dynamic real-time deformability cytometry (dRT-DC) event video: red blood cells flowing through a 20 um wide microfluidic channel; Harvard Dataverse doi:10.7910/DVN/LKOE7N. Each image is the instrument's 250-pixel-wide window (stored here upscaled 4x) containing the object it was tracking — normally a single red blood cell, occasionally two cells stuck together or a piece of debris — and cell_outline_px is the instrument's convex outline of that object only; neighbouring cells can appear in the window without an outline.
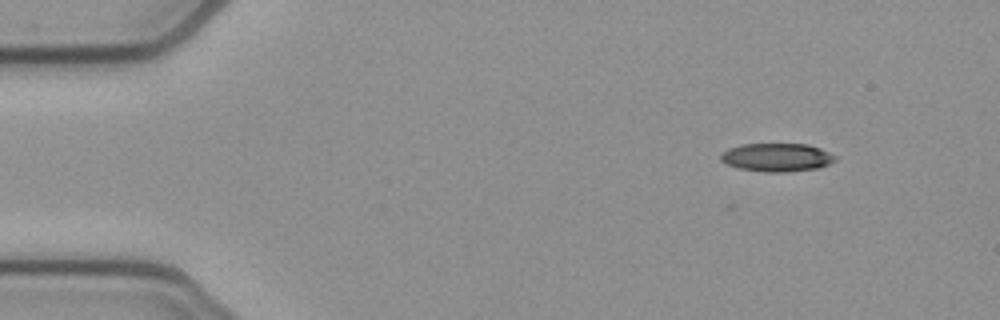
{"species": "common noctule bat (a hibernating species)", "species_latin": "Nyctalus noctula", "temperature_condition": "cold", "stored_images_in_passage": 51, "camera_frame_rate_fps": 3000, "um_per_image_px": 0.085, "animal": {"sex": "female", "body_mass_g": 21.9}, "frame": {"image": 1, "passage_image": 5, "time_ms": 1.333, "image_size_px": [1000, 320], "cell_outline_px": [[836, 160], [820, 168], [788, 172], [764, 172], [740, 168], [728, 164], [720, 160], [720, 152], [728, 148], [740, 144], [808, 144], [820, 148], [836, 156]], "centroid_in_image_um": [66.02, 13.37], "position_along_channel_um": 19.0, "area_um2": 19.02}}
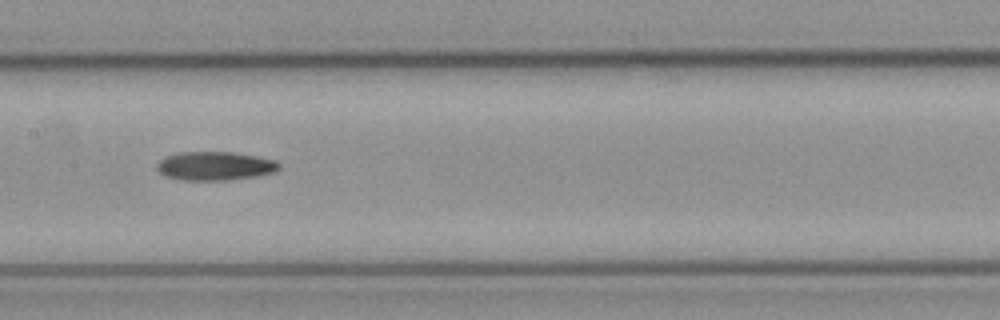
{"frame": {"image": 2, "passage_image": 25, "time_ms": 8.0, "image_size_px": [1000, 320], "cell_outline_px": [[280, 168], [276, 172], [256, 176], [228, 180], [184, 180], [168, 176], [160, 172], [156, 168], [156, 164], [160, 160], [168, 156], [180, 152], [236, 152], [276, 160], [280, 164]], "centroid_in_image_um": [18.32, 14.1], "position_along_channel_um": 189.1, "area_um2": 20.4}}
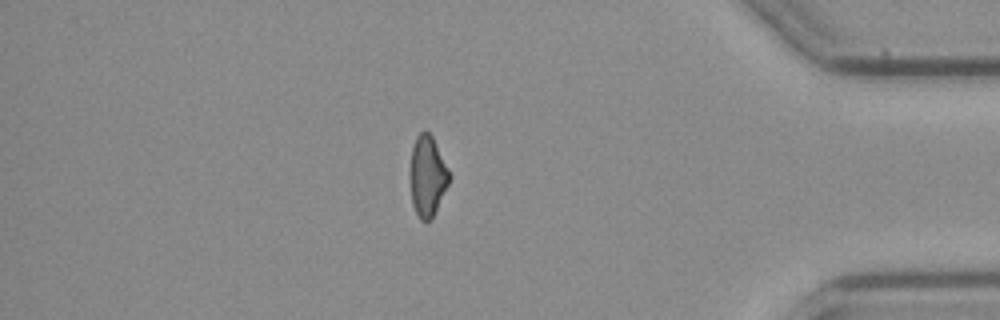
{"frame": {"image": 3, "passage_image": 44, "time_ms": 14.333, "image_size_px": [1000, 320], "cell_outline_px": [[452, 176], [432, 216], [428, 220], [420, 220], [412, 204], [412, 148], [416, 136], [424, 128], [432, 136]], "centroid_in_image_um": [36.36, 14.91], "position_along_channel_um": 398.8, "area_um2": 17.69}, "authors_computed_cell_mechanics": {"area_um2": 19.4786, "velocity_mm_per_s": 3.9029, "shape_relaxation_time_tau1_ms": null, "shape_relaxation_time_tau2_ms": 11.3786, "deformation_change_tau1": null, "deformation_change_tau2": 0.3017}}